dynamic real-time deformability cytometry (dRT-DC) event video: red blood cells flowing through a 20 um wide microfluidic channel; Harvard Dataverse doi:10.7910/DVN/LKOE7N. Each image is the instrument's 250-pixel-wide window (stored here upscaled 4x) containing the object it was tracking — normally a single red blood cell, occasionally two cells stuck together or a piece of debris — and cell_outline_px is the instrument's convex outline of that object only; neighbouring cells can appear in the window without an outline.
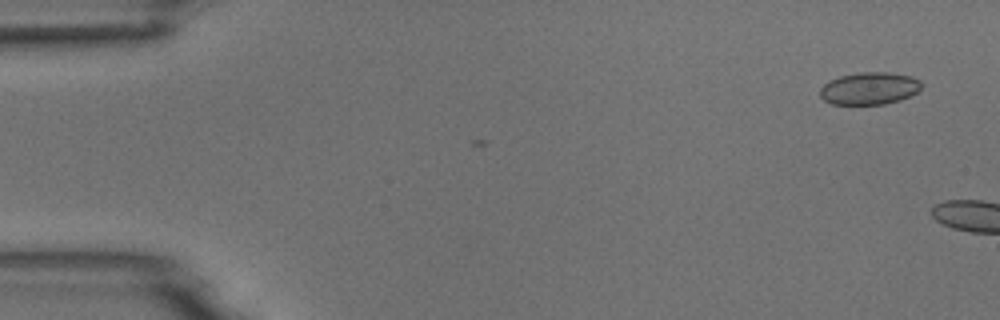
{"species": "common noctule bat (a hibernating species)", "species_latin": "Nyctalus noctula", "temperature_condition": "room temperature", "stored_images_in_passage": 2, "camera_frame_rate_fps": 3000, "um_per_image_px": 0.085, "animal": {"sex": "male", "body_mass_g": 18.8}, "frame": {"image": 1, "passage_image": 2, "time_ms": 1.0, "image_size_px": [1000, 320], "cell_outline_px": [[920, 88], [916, 92], [900, 100], [884, 104], [832, 104], [824, 100], [820, 96], [820, 88], [824, 84], [840, 76], [860, 72], [888, 72], [912, 76], [920, 80]], "centroid_in_image_um": [73.89, 7.51], "position_along_channel_um": 11.1, "area_um2": 18.96}}